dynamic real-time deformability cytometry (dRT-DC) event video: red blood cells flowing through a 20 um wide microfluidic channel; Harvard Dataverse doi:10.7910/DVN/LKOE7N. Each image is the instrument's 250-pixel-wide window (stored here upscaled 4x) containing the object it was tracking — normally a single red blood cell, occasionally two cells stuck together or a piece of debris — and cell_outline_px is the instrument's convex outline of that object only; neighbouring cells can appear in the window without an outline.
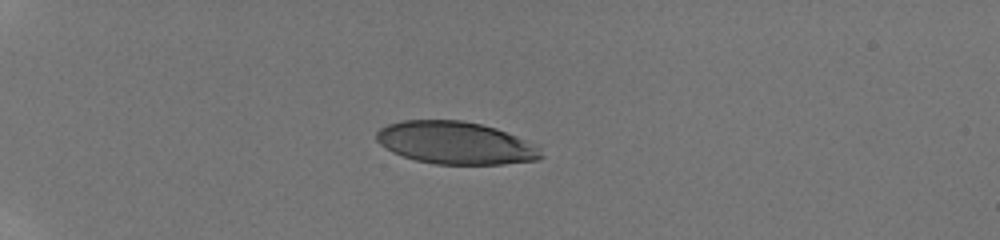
{"species": "human", "species_latin": "Homo sapiens", "temperature_condition": "room temperature", "stored_images_in_passage": 30, "camera_frame_rate_fps": 3000, "um_per_image_px": 0.085, "donor": {"sex": "male"}, "frame": {"image": 1, "passage_image": 8, "time_ms": 5.333, "image_size_px": [1000, 240], "cell_outline_px": [[544, 156], [540, 160], [504, 164], [436, 164], [416, 160], [392, 152], [384, 148], [376, 140], [376, 132], [380, 128], [388, 124], [404, 120], [460, 120], [480, 124], [496, 128], [540, 144]], "centroid_in_image_um": [38.79, 12.15], "position_along_channel_um": 46.2, "area_um2": 41.27}}
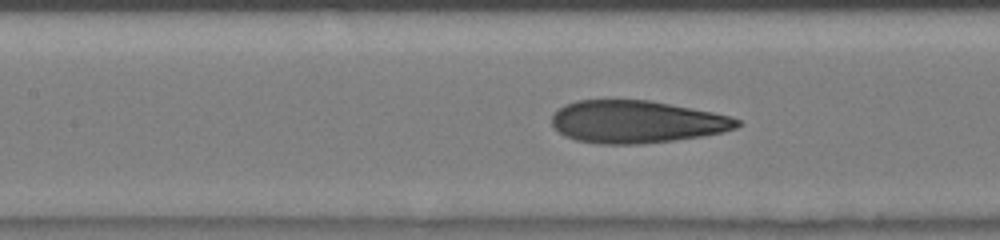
{"frame": {"image": 2, "passage_image": 16, "time_ms": 9.333, "image_size_px": [1000, 240], "cell_outline_px": [[740, 124], [736, 128], [724, 132], [704, 136], [640, 144], [600, 144], [576, 140], [564, 136], [552, 128], [552, 116], [564, 104], [576, 100], [648, 100], [712, 112], [728, 116], [740, 120]], "centroid_in_image_um": [54.07, 10.36], "position_along_channel_um": 153.3, "area_um2": 45.84}}
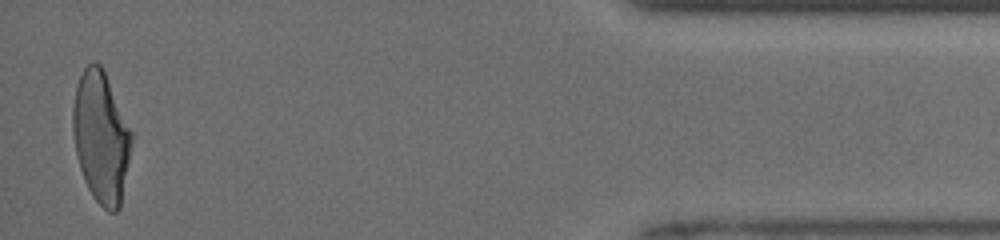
{"frame": {"image": 3, "passage_image": 30, "time_ms": 17.333, "image_size_px": [1000, 240], "cell_outline_px": [[132, 140], [120, 208], [116, 212], [108, 212], [92, 196], [84, 180], [80, 168], [76, 152], [72, 132], [72, 108], [76, 84], [84, 68], [92, 60], [100, 64], [104, 68], [132, 132]], "centroid_in_image_um": [8.57, 11.62], "position_along_channel_um": 426.6, "area_um2": 45.03}, "authors_computed_cell_mechanics": {"area_um2": 45.6331, "velocity_mm_per_s": 4.1415, "shape_relaxation_time_tau1_ms": 3.7788, "shape_relaxation_time_tau2_ms": 0.7285, "deformation_change_tau1": 0.1708, "deformation_change_tau2": 0.0624}}